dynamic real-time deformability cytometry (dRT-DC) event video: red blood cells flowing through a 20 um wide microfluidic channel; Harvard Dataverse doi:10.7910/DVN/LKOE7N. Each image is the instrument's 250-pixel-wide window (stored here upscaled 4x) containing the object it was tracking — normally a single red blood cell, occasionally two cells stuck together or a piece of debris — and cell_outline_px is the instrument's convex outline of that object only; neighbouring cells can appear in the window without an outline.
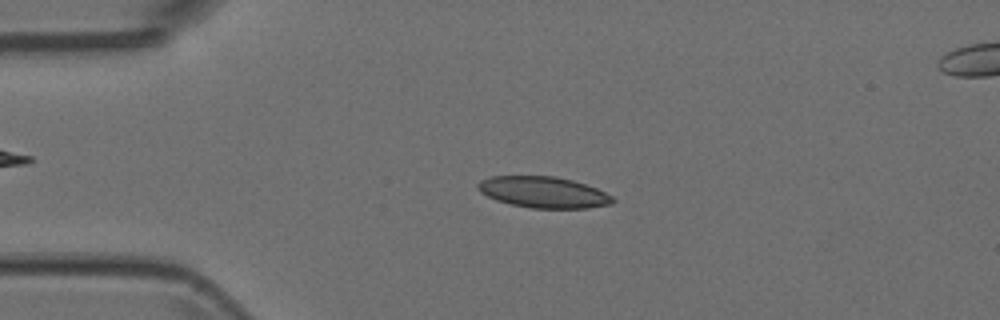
{"species": "Egyptian fruit bat (a non-hibernating species)", "species_latin": "Rousettus aegyptiacus", "temperature_condition": "room temperature", "stored_images_in_passage": 4, "camera_frame_rate_fps": 3000, "um_per_image_px": 0.085, "animal": {"sex": "female"}, "frame": {"image": 1, "passage_image": 2, "time_ms": 0.333, "image_size_px": [1000, 320], "cell_outline_px": [[616, 200], [612, 204], [588, 208], [532, 208], [512, 204], [496, 200], [480, 192], [476, 188], [476, 184], [480, 180], [492, 176], [556, 176], [572, 180], [596, 188], [612, 196]], "centroid_in_image_um": [46.18, 16.33], "position_along_channel_um": 38.8, "area_um2": 24.51}}
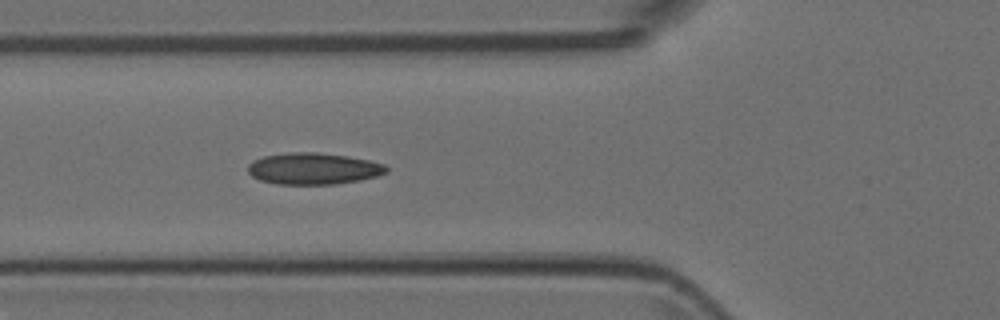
{"frame": {"image": 2, "passage_image": 4, "time_ms": 1.0, "image_size_px": [1000, 320], "cell_outline_px": [[388, 172], [376, 176], [360, 180], [336, 184], [276, 184], [260, 180], [252, 176], [248, 172], [248, 164], [252, 160], [264, 156], [288, 152], [316, 152], [348, 156], [368, 160], [384, 164], [388, 168]], "centroid_in_image_um": [26.62, 14.33], "position_along_channel_um": 99.2, "area_um2": 25.55}}